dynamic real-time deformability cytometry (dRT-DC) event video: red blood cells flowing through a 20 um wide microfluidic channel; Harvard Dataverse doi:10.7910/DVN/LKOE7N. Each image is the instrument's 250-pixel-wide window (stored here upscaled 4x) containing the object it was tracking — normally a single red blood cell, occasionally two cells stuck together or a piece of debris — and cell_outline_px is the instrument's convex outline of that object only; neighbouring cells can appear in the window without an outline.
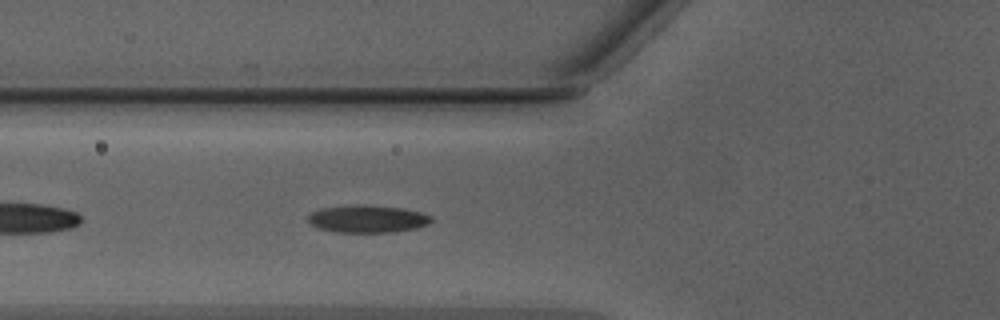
{"species": "Egyptian fruit bat (a non-hibernating species)", "species_latin": "Rousettus aegyptiacus", "temperature_condition": "warm", "stored_images_in_passage": 34, "camera_frame_rate_fps": 3000, "um_per_image_px": 0.085, "animal": {"sex": "male"}, "frame": {"image": 1, "passage_image": 5, "time_ms": 1.333, "image_size_px": [1000, 320], "cell_outline_px": [[432, 220], [428, 224], [416, 228], [392, 232], [336, 232], [316, 228], [308, 220], [308, 216], [312, 212], [320, 208], [356, 204], [368, 204], [404, 208], [420, 212], [432, 216]], "centroid_in_image_um": [31.23, 18.59], "position_along_channel_um": 94.6, "area_um2": 19.94}}
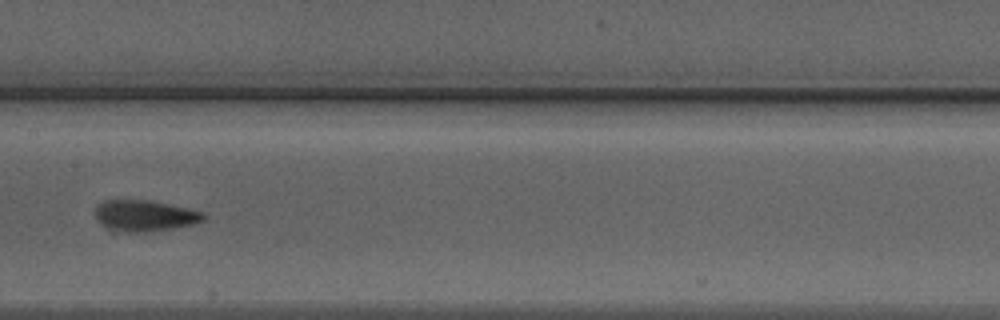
{"frame": {"image": 2, "passage_image": 12, "time_ms": 3.667, "image_size_px": [1000, 320], "cell_outline_px": [[204, 220], [192, 224], [172, 228], [144, 232], [124, 232], [104, 228], [96, 220], [96, 208], [104, 200], [148, 200], [204, 212]], "centroid_in_image_um": [12.25, 18.34], "position_along_channel_um": 195.2, "area_um2": 19.42}}
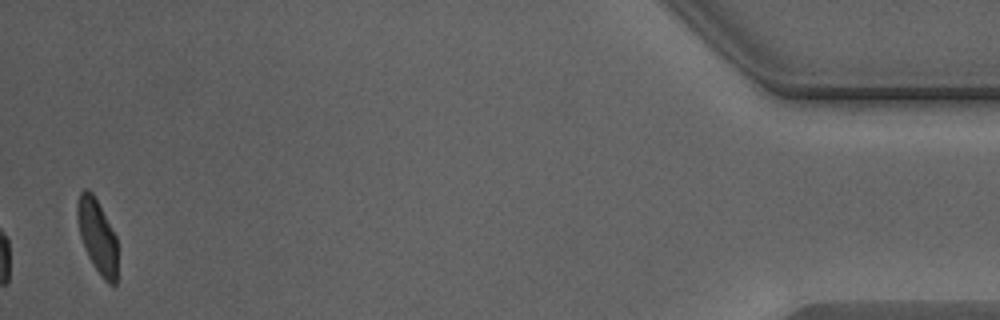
{"frame": {"image": 3, "passage_image": 34, "time_ms": 11.0, "image_size_px": [1000, 320], "cell_outline_px": [[116, 284], [108, 284], [104, 280], [88, 256], [80, 236], [76, 216], [76, 204], [80, 192], [84, 188], [88, 188], [92, 192], [116, 236]], "centroid_in_image_um": [8.24, 20.03], "position_along_channel_um": 427.0, "area_um2": 17.05}, "authors_computed_cell_mechanics": {"area_um2": 19.074, "velocity_mm_per_s": 4.2884, "shape_relaxation_time_tau1_ms": 3.0617, "shape_relaxation_time_tau2_ms": 1.1091, "deformation_change_tau1": 0.1532, "deformation_change_tau2": 0.0676}}